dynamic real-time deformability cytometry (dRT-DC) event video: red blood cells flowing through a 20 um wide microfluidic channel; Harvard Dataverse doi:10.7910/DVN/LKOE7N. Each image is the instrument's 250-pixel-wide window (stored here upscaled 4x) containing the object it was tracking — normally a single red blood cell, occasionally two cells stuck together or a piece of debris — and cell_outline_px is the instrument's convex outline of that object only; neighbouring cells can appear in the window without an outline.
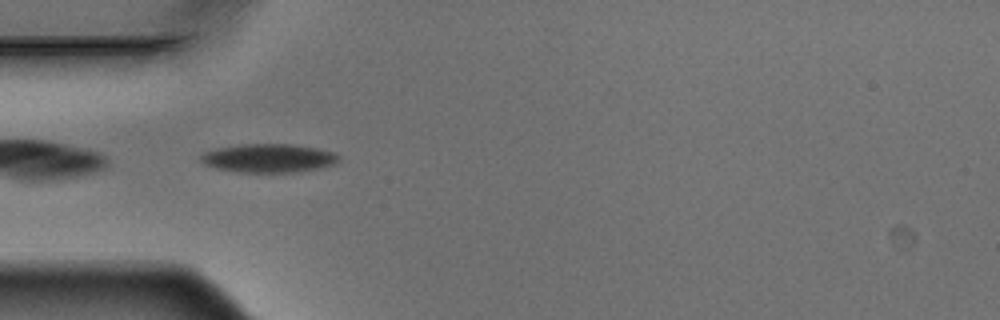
{"species": "Egyptian fruit bat (a non-hibernating species)", "species_latin": "Rousettus aegyptiacus", "temperature_condition": "warm", "stored_images_in_passage": 5, "camera_frame_rate_fps": 3000, "um_per_image_px": 0.085, "animal": {"sex": "male"}, "frame": {"image": 1, "passage_image": 4, "time_ms": 1.0, "image_size_px": [1000, 320], "cell_outline_px": [[340, 160], [336, 164], [296, 172], [240, 172], [216, 168], [204, 164], [200, 160], [200, 156], [204, 152], [216, 148], [244, 144], [292, 144], [316, 148], [332, 152], [340, 156]], "centroid_in_image_um": [22.83, 13.44], "position_along_channel_um": 62.2, "area_um2": 22.89}}
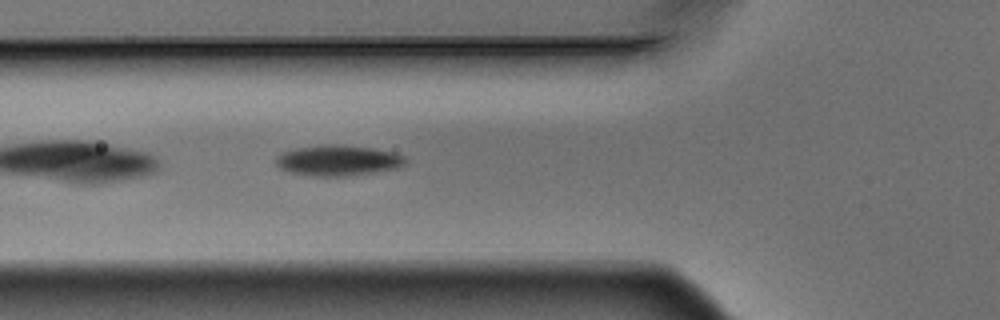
{"frame": {"image": 2, "passage_image": 5, "time_ms": 1.333, "image_size_px": [1000, 320], "cell_outline_px": [[408, 164], [400, 168], [344, 176], [312, 176], [292, 172], [280, 168], [276, 164], [276, 156], [280, 152], [296, 148], [324, 144], [332, 144], [372, 148], [392, 152], [404, 156], [408, 160]], "centroid_in_image_um": [28.75, 13.63], "position_along_channel_um": 97.1, "area_um2": 23.12}}